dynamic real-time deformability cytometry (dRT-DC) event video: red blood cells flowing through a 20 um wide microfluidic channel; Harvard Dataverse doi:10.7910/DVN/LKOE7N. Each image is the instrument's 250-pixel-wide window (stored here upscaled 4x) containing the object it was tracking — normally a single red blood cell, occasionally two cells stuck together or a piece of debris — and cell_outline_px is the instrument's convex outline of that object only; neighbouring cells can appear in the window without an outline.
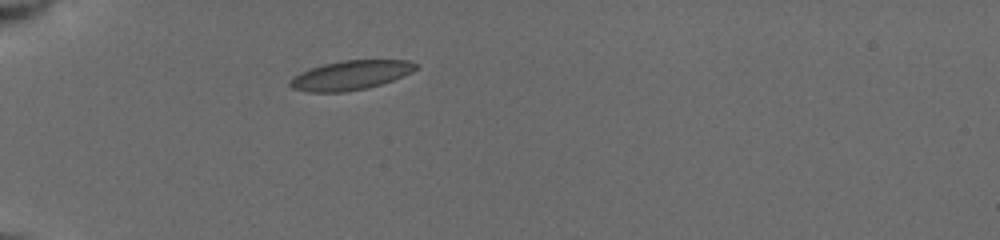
{"species": "common noctule bat (a hibernating species)", "species_latin": "Nyctalus noctula", "temperature_condition": "cold", "stored_images_in_passage": 4, "camera_frame_rate_fps": 3000, "um_per_image_px": 0.085, "animal": {"sex": "female", "body_mass_g": 19.5, "forearm_length_mm": 54.1}, "frame": {"image": 1, "passage_image": 1, "time_ms": 0.0, "image_size_px": [1000, 240], "cell_outline_px": [[416, 68], [412, 72], [392, 80], [368, 88], [344, 92], [308, 92], [292, 88], [288, 84], [288, 80], [300, 72], [324, 64], [344, 60], [408, 60], [416, 64]], "centroid_in_image_um": [29.76, 6.4], "position_along_channel_um": 55.2, "area_um2": 21.33}}
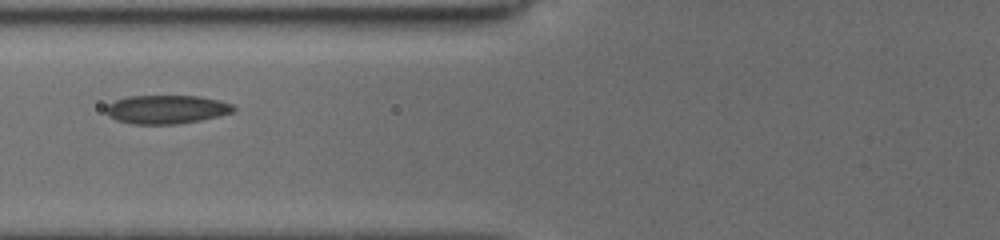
{"frame": {"image": 2, "passage_image": 3, "time_ms": 2.0, "image_size_px": [1000, 240], "cell_outline_px": [[236, 108], [232, 112], [220, 116], [200, 120], [176, 124], [132, 124], [116, 120], [108, 116], [104, 112], [104, 108], [108, 104], [116, 100], [128, 96], [200, 96], [220, 100], [232, 104]], "centroid_in_image_um": [14.13, 9.3], "position_along_channel_um": 111.7, "area_um2": 21.44}}
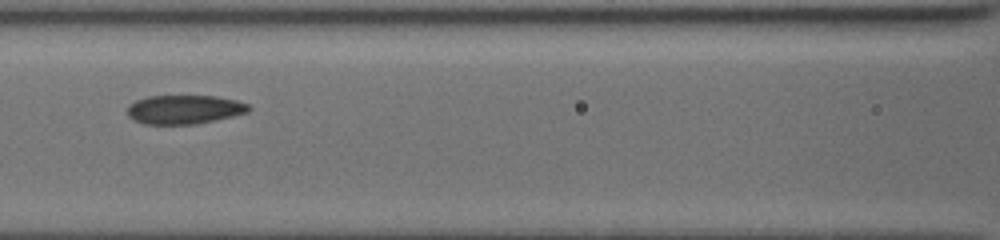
{"frame": {"image": 3, "passage_image": 4, "time_ms": 3.0, "image_size_px": [1000, 240], "cell_outline_px": [[252, 108], [248, 112], [216, 120], [196, 124], [144, 124], [128, 116], [128, 104], [136, 100], [148, 96], [216, 96], [236, 100], [248, 104]], "centroid_in_image_um": [15.68, 9.3], "position_along_channel_um": 150.9, "area_um2": 20.46}}